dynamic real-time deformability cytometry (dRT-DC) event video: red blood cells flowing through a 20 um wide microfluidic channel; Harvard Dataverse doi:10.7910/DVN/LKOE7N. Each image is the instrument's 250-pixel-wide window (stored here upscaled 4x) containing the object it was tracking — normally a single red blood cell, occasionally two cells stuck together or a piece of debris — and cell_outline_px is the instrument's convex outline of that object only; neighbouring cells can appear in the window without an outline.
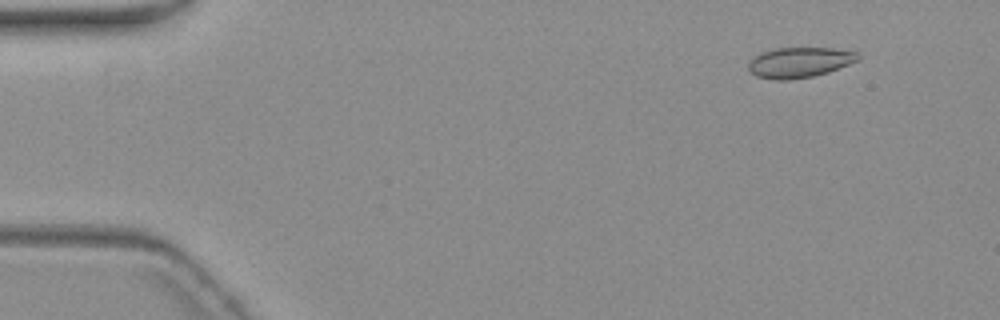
{"species": "common noctule bat (a hibernating species)", "species_latin": "Nyctalus noctula", "temperature_condition": "warm", "stored_images_in_passage": 6, "camera_frame_rate_fps": 3000, "um_per_image_px": 0.085, "animal": {"sex": "female", "body_mass_g": 19.3, "forearm_length_mm": 54.1}, "frame": {"image": 1, "passage_image": 2, "time_ms": 1.333, "image_size_px": [1000, 320], "cell_outline_px": [[860, 56], [856, 60], [848, 64], [828, 72], [812, 76], [788, 80], [776, 80], [756, 76], [748, 68], [748, 60], [760, 52], [772, 48], [832, 48], [856, 52]], "centroid_in_image_um": [67.89, 5.29], "position_along_channel_um": 17.1, "area_um2": 19.31}}
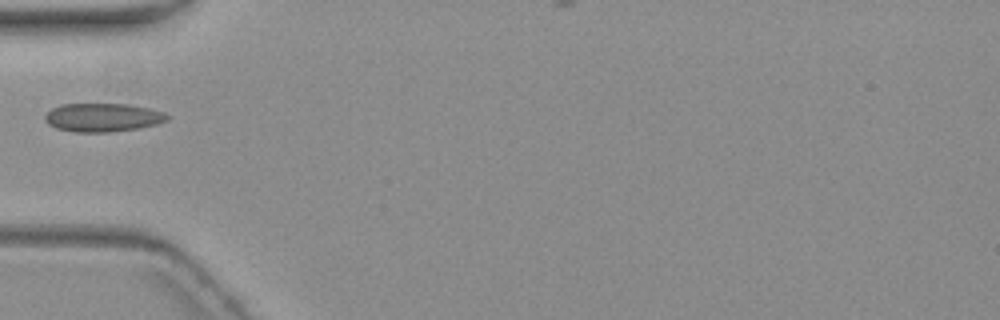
{"frame": {"image": 2, "passage_image": 5, "time_ms": 6.0, "image_size_px": [1000, 320], "cell_outline_px": [[172, 116], [168, 120], [156, 124], [140, 128], [108, 132], [72, 132], [56, 128], [48, 124], [44, 120], [44, 116], [52, 108], [60, 104], [128, 104], [148, 108], [164, 112]], "centroid_in_image_um": [8.74, 9.98], "position_along_channel_um": 76.3, "area_um2": 20.46}}
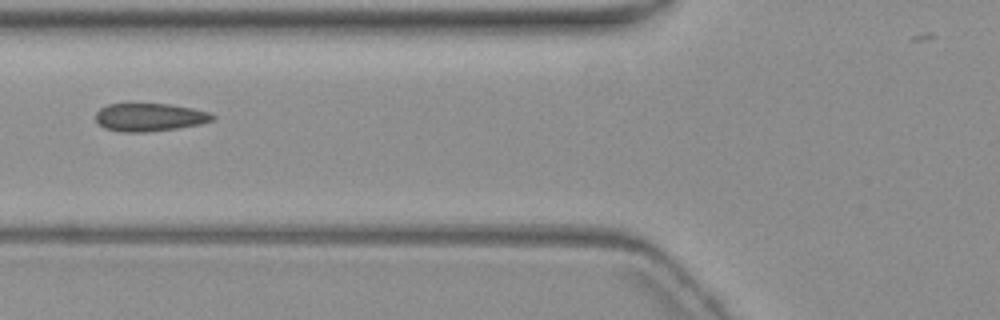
{"frame": {"image": 3, "passage_image": 6, "time_ms": 7.0, "image_size_px": [1000, 320], "cell_outline_px": [[216, 116], [212, 120], [200, 124], [176, 128], [144, 132], [124, 132], [104, 128], [96, 120], [96, 112], [100, 108], [108, 104], [128, 100], [168, 104], [192, 108], [212, 112]], "centroid_in_image_um": [12.67, 9.9], "position_along_channel_um": 113.1, "area_um2": 19.83}}